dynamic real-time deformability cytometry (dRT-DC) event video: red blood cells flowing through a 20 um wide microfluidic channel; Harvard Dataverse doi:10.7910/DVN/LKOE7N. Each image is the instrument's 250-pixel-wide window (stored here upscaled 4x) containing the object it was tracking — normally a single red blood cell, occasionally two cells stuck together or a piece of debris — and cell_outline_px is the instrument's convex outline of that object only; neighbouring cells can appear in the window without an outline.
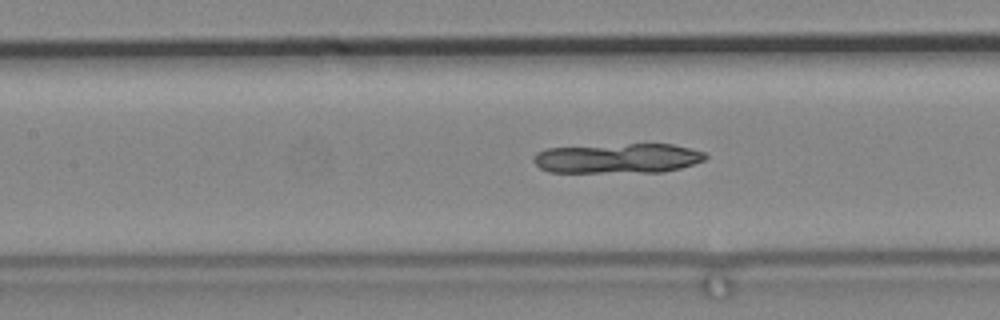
{"species": "common noctule bat (a hibernating species)", "species_latin": "Nyctalus noctula", "temperature_condition": "cold", "stored_images_in_passage": 83, "camera_frame_rate_fps": 3000, "um_per_image_px": 0.085, "animal": {"sex": "male", "body_mass_g": 19.2, "forearm_length_mm": 51.8}, "frame": {"image": 1, "passage_image": 46, "time_ms": 15.0, "image_size_px": [1000, 320], "cell_outline_px": [[708, 156], [704, 160], [680, 168], [664, 172], [548, 172], [540, 168], [532, 160], [532, 156], [536, 152], [548, 148], [628, 144], [672, 144], [704, 152]], "centroid_in_image_um": [52.48, 13.46], "position_along_channel_um": 154.9, "area_um2": 29.82}}
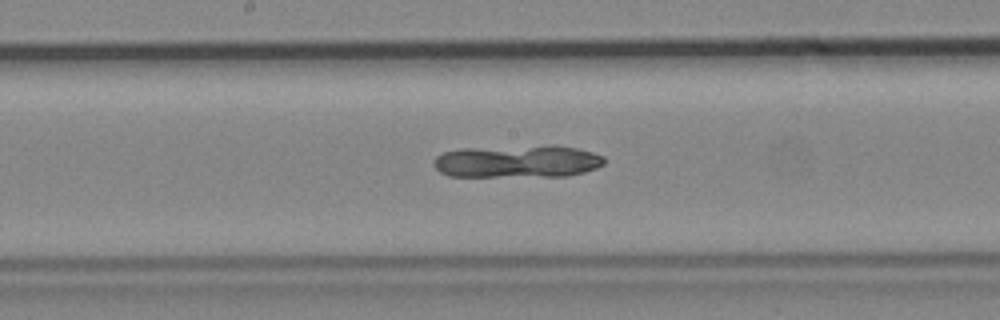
{"frame": {"image": 2, "passage_image": 51, "time_ms": 16.667, "image_size_px": [1000, 320], "cell_outline_px": [[604, 164], [596, 168], [584, 172], [568, 176], [448, 176], [440, 172], [432, 164], [432, 160], [436, 156], [444, 152], [460, 148], [548, 144], [552, 144], [576, 148], [592, 152], [604, 156]], "centroid_in_image_um": [43.97, 13.7], "position_along_channel_um": 204.2, "area_um2": 33.0}}
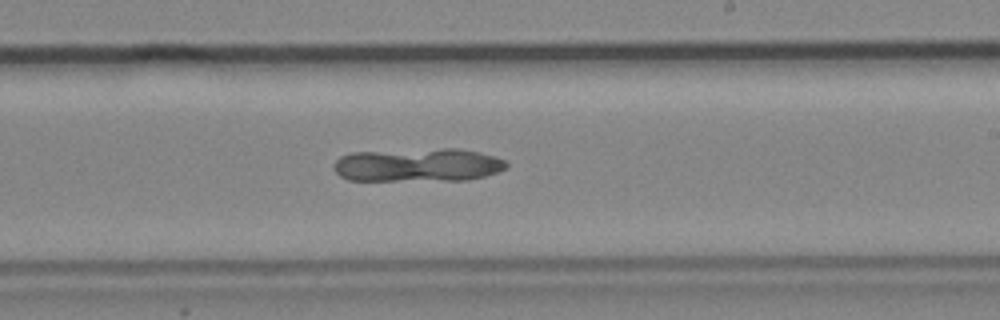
{"frame": {"image": 3, "passage_image": 56, "time_ms": 18.333, "image_size_px": [1000, 320], "cell_outline_px": [[508, 164], [504, 168], [496, 172], [484, 176], [468, 180], [348, 180], [340, 176], [332, 168], [336, 160], [340, 156], [352, 152], [444, 148], [460, 148], [480, 152], [504, 160]], "centroid_in_image_um": [35.49, 14.02], "position_along_channel_um": 253.5, "area_um2": 33.7}}